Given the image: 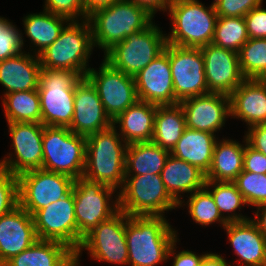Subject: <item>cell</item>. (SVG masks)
Returning a JSON list of instances; mask_svg holds the SVG:
<instances>
[{
    "instance_id": "obj_36",
    "label": "cell",
    "mask_w": 266,
    "mask_h": 266,
    "mask_svg": "<svg viewBox=\"0 0 266 266\" xmlns=\"http://www.w3.org/2000/svg\"><path fill=\"white\" fill-rule=\"evenodd\" d=\"M238 58L246 79H266V38H249L239 50Z\"/></svg>"
},
{
    "instance_id": "obj_20",
    "label": "cell",
    "mask_w": 266,
    "mask_h": 266,
    "mask_svg": "<svg viewBox=\"0 0 266 266\" xmlns=\"http://www.w3.org/2000/svg\"><path fill=\"white\" fill-rule=\"evenodd\" d=\"M185 115L186 127L216 135L231 117L230 96L208 93L179 103Z\"/></svg>"
},
{
    "instance_id": "obj_49",
    "label": "cell",
    "mask_w": 266,
    "mask_h": 266,
    "mask_svg": "<svg viewBox=\"0 0 266 266\" xmlns=\"http://www.w3.org/2000/svg\"><path fill=\"white\" fill-rule=\"evenodd\" d=\"M255 217L250 218L260 232L266 237V203L256 206ZM261 212V213H260Z\"/></svg>"
},
{
    "instance_id": "obj_18",
    "label": "cell",
    "mask_w": 266,
    "mask_h": 266,
    "mask_svg": "<svg viewBox=\"0 0 266 266\" xmlns=\"http://www.w3.org/2000/svg\"><path fill=\"white\" fill-rule=\"evenodd\" d=\"M138 100L155 105H175L169 44L164 51L143 68L135 77Z\"/></svg>"
},
{
    "instance_id": "obj_23",
    "label": "cell",
    "mask_w": 266,
    "mask_h": 266,
    "mask_svg": "<svg viewBox=\"0 0 266 266\" xmlns=\"http://www.w3.org/2000/svg\"><path fill=\"white\" fill-rule=\"evenodd\" d=\"M230 110L247 128L266 123V79H245L230 95Z\"/></svg>"
},
{
    "instance_id": "obj_37",
    "label": "cell",
    "mask_w": 266,
    "mask_h": 266,
    "mask_svg": "<svg viewBox=\"0 0 266 266\" xmlns=\"http://www.w3.org/2000/svg\"><path fill=\"white\" fill-rule=\"evenodd\" d=\"M248 39L244 17H218L212 44L238 53Z\"/></svg>"
},
{
    "instance_id": "obj_2",
    "label": "cell",
    "mask_w": 266,
    "mask_h": 266,
    "mask_svg": "<svg viewBox=\"0 0 266 266\" xmlns=\"http://www.w3.org/2000/svg\"><path fill=\"white\" fill-rule=\"evenodd\" d=\"M127 146L114 125L88 135L83 177L120 190L125 182Z\"/></svg>"
},
{
    "instance_id": "obj_6",
    "label": "cell",
    "mask_w": 266,
    "mask_h": 266,
    "mask_svg": "<svg viewBox=\"0 0 266 266\" xmlns=\"http://www.w3.org/2000/svg\"><path fill=\"white\" fill-rule=\"evenodd\" d=\"M81 76L71 70L41 68L37 91L41 105V124L69 127L74 113L75 84Z\"/></svg>"
},
{
    "instance_id": "obj_13",
    "label": "cell",
    "mask_w": 266,
    "mask_h": 266,
    "mask_svg": "<svg viewBox=\"0 0 266 266\" xmlns=\"http://www.w3.org/2000/svg\"><path fill=\"white\" fill-rule=\"evenodd\" d=\"M86 77L95 86L112 121L138 100L134 77L114 69L104 60L98 70L90 68Z\"/></svg>"
},
{
    "instance_id": "obj_10",
    "label": "cell",
    "mask_w": 266,
    "mask_h": 266,
    "mask_svg": "<svg viewBox=\"0 0 266 266\" xmlns=\"http://www.w3.org/2000/svg\"><path fill=\"white\" fill-rule=\"evenodd\" d=\"M179 208L169 195L161 175L125 176L119 190V210L128 216H165V211Z\"/></svg>"
},
{
    "instance_id": "obj_50",
    "label": "cell",
    "mask_w": 266,
    "mask_h": 266,
    "mask_svg": "<svg viewBox=\"0 0 266 266\" xmlns=\"http://www.w3.org/2000/svg\"><path fill=\"white\" fill-rule=\"evenodd\" d=\"M227 260L216 253H208L204 256L201 266H232L226 262Z\"/></svg>"
},
{
    "instance_id": "obj_33",
    "label": "cell",
    "mask_w": 266,
    "mask_h": 266,
    "mask_svg": "<svg viewBox=\"0 0 266 266\" xmlns=\"http://www.w3.org/2000/svg\"><path fill=\"white\" fill-rule=\"evenodd\" d=\"M3 97L2 106L7 123H41V105L37 89L12 92Z\"/></svg>"
},
{
    "instance_id": "obj_39",
    "label": "cell",
    "mask_w": 266,
    "mask_h": 266,
    "mask_svg": "<svg viewBox=\"0 0 266 266\" xmlns=\"http://www.w3.org/2000/svg\"><path fill=\"white\" fill-rule=\"evenodd\" d=\"M23 37L22 32L13 25V22L0 16V61L25 51Z\"/></svg>"
},
{
    "instance_id": "obj_14",
    "label": "cell",
    "mask_w": 266,
    "mask_h": 266,
    "mask_svg": "<svg viewBox=\"0 0 266 266\" xmlns=\"http://www.w3.org/2000/svg\"><path fill=\"white\" fill-rule=\"evenodd\" d=\"M169 61L176 104L185 99L209 93L200 48L169 44Z\"/></svg>"
},
{
    "instance_id": "obj_28",
    "label": "cell",
    "mask_w": 266,
    "mask_h": 266,
    "mask_svg": "<svg viewBox=\"0 0 266 266\" xmlns=\"http://www.w3.org/2000/svg\"><path fill=\"white\" fill-rule=\"evenodd\" d=\"M244 144L233 139H217L212 156L211 166L205 174L206 181L233 182L243 171Z\"/></svg>"
},
{
    "instance_id": "obj_29",
    "label": "cell",
    "mask_w": 266,
    "mask_h": 266,
    "mask_svg": "<svg viewBox=\"0 0 266 266\" xmlns=\"http://www.w3.org/2000/svg\"><path fill=\"white\" fill-rule=\"evenodd\" d=\"M217 139L215 134L186 127L170 154L198 167L206 174L211 166Z\"/></svg>"
},
{
    "instance_id": "obj_43",
    "label": "cell",
    "mask_w": 266,
    "mask_h": 266,
    "mask_svg": "<svg viewBox=\"0 0 266 266\" xmlns=\"http://www.w3.org/2000/svg\"><path fill=\"white\" fill-rule=\"evenodd\" d=\"M249 38H266V9L262 5L244 17Z\"/></svg>"
},
{
    "instance_id": "obj_32",
    "label": "cell",
    "mask_w": 266,
    "mask_h": 266,
    "mask_svg": "<svg viewBox=\"0 0 266 266\" xmlns=\"http://www.w3.org/2000/svg\"><path fill=\"white\" fill-rule=\"evenodd\" d=\"M186 128L185 115L181 105H157L154 117L152 142L172 151Z\"/></svg>"
},
{
    "instance_id": "obj_9",
    "label": "cell",
    "mask_w": 266,
    "mask_h": 266,
    "mask_svg": "<svg viewBox=\"0 0 266 266\" xmlns=\"http://www.w3.org/2000/svg\"><path fill=\"white\" fill-rule=\"evenodd\" d=\"M42 169L78 179L86 164V137L68 127L44 126Z\"/></svg>"
},
{
    "instance_id": "obj_5",
    "label": "cell",
    "mask_w": 266,
    "mask_h": 266,
    "mask_svg": "<svg viewBox=\"0 0 266 266\" xmlns=\"http://www.w3.org/2000/svg\"><path fill=\"white\" fill-rule=\"evenodd\" d=\"M166 11L172 21L168 44L201 48L212 43L218 19L213 3L206 7L199 0H171Z\"/></svg>"
},
{
    "instance_id": "obj_22",
    "label": "cell",
    "mask_w": 266,
    "mask_h": 266,
    "mask_svg": "<svg viewBox=\"0 0 266 266\" xmlns=\"http://www.w3.org/2000/svg\"><path fill=\"white\" fill-rule=\"evenodd\" d=\"M239 259L237 266L266 264V237L251 220L228 222L223 228Z\"/></svg>"
},
{
    "instance_id": "obj_45",
    "label": "cell",
    "mask_w": 266,
    "mask_h": 266,
    "mask_svg": "<svg viewBox=\"0 0 266 266\" xmlns=\"http://www.w3.org/2000/svg\"><path fill=\"white\" fill-rule=\"evenodd\" d=\"M178 240L179 239L177 238L172 243V245L169 248L168 255H167V259L169 260H170V256H174L172 266H201V262L207 253L200 255V254H196V252H193L191 250L190 251L182 250L177 253L175 249L177 248L176 243Z\"/></svg>"
},
{
    "instance_id": "obj_38",
    "label": "cell",
    "mask_w": 266,
    "mask_h": 266,
    "mask_svg": "<svg viewBox=\"0 0 266 266\" xmlns=\"http://www.w3.org/2000/svg\"><path fill=\"white\" fill-rule=\"evenodd\" d=\"M233 182L247 206L256 207L266 203V174L242 171Z\"/></svg>"
},
{
    "instance_id": "obj_41",
    "label": "cell",
    "mask_w": 266,
    "mask_h": 266,
    "mask_svg": "<svg viewBox=\"0 0 266 266\" xmlns=\"http://www.w3.org/2000/svg\"><path fill=\"white\" fill-rule=\"evenodd\" d=\"M218 17H245L252 9L263 5V0H214Z\"/></svg>"
},
{
    "instance_id": "obj_11",
    "label": "cell",
    "mask_w": 266,
    "mask_h": 266,
    "mask_svg": "<svg viewBox=\"0 0 266 266\" xmlns=\"http://www.w3.org/2000/svg\"><path fill=\"white\" fill-rule=\"evenodd\" d=\"M89 251L90 258L110 264L128 265L126 240V214L119 210L87 233L75 253V266L80 265L82 251Z\"/></svg>"
},
{
    "instance_id": "obj_27",
    "label": "cell",
    "mask_w": 266,
    "mask_h": 266,
    "mask_svg": "<svg viewBox=\"0 0 266 266\" xmlns=\"http://www.w3.org/2000/svg\"><path fill=\"white\" fill-rule=\"evenodd\" d=\"M3 266H75V252L64 243L38 239Z\"/></svg>"
},
{
    "instance_id": "obj_34",
    "label": "cell",
    "mask_w": 266,
    "mask_h": 266,
    "mask_svg": "<svg viewBox=\"0 0 266 266\" xmlns=\"http://www.w3.org/2000/svg\"><path fill=\"white\" fill-rule=\"evenodd\" d=\"M205 188L211 193L220 214L227 222L245 221L251 218L236 212L247 203L234 182L206 181Z\"/></svg>"
},
{
    "instance_id": "obj_35",
    "label": "cell",
    "mask_w": 266,
    "mask_h": 266,
    "mask_svg": "<svg viewBox=\"0 0 266 266\" xmlns=\"http://www.w3.org/2000/svg\"><path fill=\"white\" fill-rule=\"evenodd\" d=\"M182 205L188 206V212L193 222L205 228L215 222L220 223L223 228L228 224L220 214L211 193L205 187L189 194L186 203L183 200L178 207H183Z\"/></svg>"
},
{
    "instance_id": "obj_17",
    "label": "cell",
    "mask_w": 266,
    "mask_h": 266,
    "mask_svg": "<svg viewBox=\"0 0 266 266\" xmlns=\"http://www.w3.org/2000/svg\"><path fill=\"white\" fill-rule=\"evenodd\" d=\"M200 49L209 93L230 96L246 79L240 70L238 53L212 43Z\"/></svg>"
},
{
    "instance_id": "obj_30",
    "label": "cell",
    "mask_w": 266,
    "mask_h": 266,
    "mask_svg": "<svg viewBox=\"0 0 266 266\" xmlns=\"http://www.w3.org/2000/svg\"><path fill=\"white\" fill-rule=\"evenodd\" d=\"M170 151L152 141L129 144L126 149L125 176L161 175Z\"/></svg>"
},
{
    "instance_id": "obj_3",
    "label": "cell",
    "mask_w": 266,
    "mask_h": 266,
    "mask_svg": "<svg viewBox=\"0 0 266 266\" xmlns=\"http://www.w3.org/2000/svg\"><path fill=\"white\" fill-rule=\"evenodd\" d=\"M153 18L144 7L128 0H120L109 7L98 9L88 16L93 45L105 53L128 35L145 30Z\"/></svg>"
},
{
    "instance_id": "obj_26",
    "label": "cell",
    "mask_w": 266,
    "mask_h": 266,
    "mask_svg": "<svg viewBox=\"0 0 266 266\" xmlns=\"http://www.w3.org/2000/svg\"><path fill=\"white\" fill-rule=\"evenodd\" d=\"M161 177L169 195L178 204L183 200L184 193L192 194L204 188L206 182L203 171L171 154L165 162Z\"/></svg>"
},
{
    "instance_id": "obj_7",
    "label": "cell",
    "mask_w": 266,
    "mask_h": 266,
    "mask_svg": "<svg viewBox=\"0 0 266 266\" xmlns=\"http://www.w3.org/2000/svg\"><path fill=\"white\" fill-rule=\"evenodd\" d=\"M72 191L79 249L87 233L119 211V191L112 186L90 181L84 177L74 180Z\"/></svg>"
},
{
    "instance_id": "obj_25",
    "label": "cell",
    "mask_w": 266,
    "mask_h": 266,
    "mask_svg": "<svg viewBox=\"0 0 266 266\" xmlns=\"http://www.w3.org/2000/svg\"><path fill=\"white\" fill-rule=\"evenodd\" d=\"M156 110L157 105L137 100L114 119L113 125L119 127L118 133L128 145L151 141Z\"/></svg>"
},
{
    "instance_id": "obj_42",
    "label": "cell",
    "mask_w": 266,
    "mask_h": 266,
    "mask_svg": "<svg viewBox=\"0 0 266 266\" xmlns=\"http://www.w3.org/2000/svg\"><path fill=\"white\" fill-rule=\"evenodd\" d=\"M44 10L69 21L84 20L85 0H45Z\"/></svg>"
},
{
    "instance_id": "obj_47",
    "label": "cell",
    "mask_w": 266,
    "mask_h": 266,
    "mask_svg": "<svg viewBox=\"0 0 266 266\" xmlns=\"http://www.w3.org/2000/svg\"><path fill=\"white\" fill-rule=\"evenodd\" d=\"M144 7L150 14L155 16L158 11L166 12L171 0H128Z\"/></svg>"
},
{
    "instance_id": "obj_8",
    "label": "cell",
    "mask_w": 266,
    "mask_h": 266,
    "mask_svg": "<svg viewBox=\"0 0 266 266\" xmlns=\"http://www.w3.org/2000/svg\"><path fill=\"white\" fill-rule=\"evenodd\" d=\"M153 21L145 30L128 35L116 43L103 56L111 67L135 77L161 54L167 44L166 34Z\"/></svg>"
},
{
    "instance_id": "obj_40",
    "label": "cell",
    "mask_w": 266,
    "mask_h": 266,
    "mask_svg": "<svg viewBox=\"0 0 266 266\" xmlns=\"http://www.w3.org/2000/svg\"><path fill=\"white\" fill-rule=\"evenodd\" d=\"M19 206L18 176L0 166V216Z\"/></svg>"
},
{
    "instance_id": "obj_21",
    "label": "cell",
    "mask_w": 266,
    "mask_h": 266,
    "mask_svg": "<svg viewBox=\"0 0 266 266\" xmlns=\"http://www.w3.org/2000/svg\"><path fill=\"white\" fill-rule=\"evenodd\" d=\"M37 240L33 216L20 205L0 216V266Z\"/></svg>"
},
{
    "instance_id": "obj_24",
    "label": "cell",
    "mask_w": 266,
    "mask_h": 266,
    "mask_svg": "<svg viewBox=\"0 0 266 266\" xmlns=\"http://www.w3.org/2000/svg\"><path fill=\"white\" fill-rule=\"evenodd\" d=\"M32 54L24 51L0 61V84L5 87L4 95L38 88L41 63L39 56Z\"/></svg>"
},
{
    "instance_id": "obj_19",
    "label": "cell",
    "mask_w": 266,
    "mask_h": 266,
    "mask_svg": "<svg viewBox=\"0 0 266 266\" xmlns=\"http://www.w3.org/2000/svg\"><path fill=\"white\" fill-rule=\"evenodd\" d=\"M113 125L106 114L95 86L87 77L75 84L74 113L68 127L73 133L87 137Z\"/></svg>"
},
{
    "instance_id": "obj_48",
    "label": "cell",
    "mask_w": 266,
    "mask_h": 266,
    "mask_svg": "<svg viewBox=\"0 0 266 266\" xmlns=\"http://www.w3.org/2000/svg\"><path fill=\"white\" fill-rule=\"evenodd\" d=\"M120 0H85L84 5V20L88 19V16L91 15L94 11L109 7L113 3Z\"/></svg>"
},
{
    "instance_id": "obj_4",
    "label": "cell",
    "mask_w": 266,
    "mask_h": 266,
    "mask_svg": "<svg viewBox=\"0 0 266 266\" xmlns=\"http://www.w3.org/2000/svg\"><path fill=\"white\" fill-rule=\"evenodd\" d=\"M93 50L91 26L85 19L66 23L59 37L38 56L41 68L71 70L86 77Z\"/></svg>"
},
{
    "instance_id": "obj_44",
    "label": "cell",
    "mask_w": 266,
    "mask_h": 266,
    "mask_svg": "<svg viewBox=\"0 0 266 266\" xmlns=\"http://www.w3.org/2000/svg\"><path fill=\"white\" fill-rule=\"evenodd\" d=\"M243 171L266 174V156L249 146L245 139Z\"/></svg>"
},
{
    "instance_id": "obj_16",
    "label": "cell",
    "mask_w": 266,
    "mask_h": 266,
    "mask_svg": "<svg viewBox=\"0 0 266 266\" xmlns=\"http://www.w3.org/2000/svg\"><path fill=\"white\" fill-rule=\"evenodd\" d=\"M7 125L14 153L4 156L0 166L17 176L26 171L42 169L44 125L36 122H11Z\"/></svg>"
},
{
    "instance_id": "obj_15",
    "label": "cell",
    "mask_w": 266,
    "mask_h": 266,
    "mask_svg": "<svg viewBox=\"0 0 266 266\" xmlns=\"http://www.w3.org/2000/svg\"><path fill=\"white\" fill-rule=\"evenodd\" d=\"M32 216L38 239L64 243L77 252L78 229L73 191L57 202L37 210Z\"/></svg>"
},
{
    "instance_id": "obj_12",
    "label": "cell",
    "mask_w": 266,
    "mask_h": 266,
    "mask_svg": "<svg viewBox=\"0 0 266 266\" xmlns=\"http://www.w3.org/2000/svg\"><path fill=\"white\" fill-rule=\"evenodd\" d=\"M72 177L34 169L18 175L19 205L30 215L66 197L74 184Z\"/></svg>"
},
{
    "instance_id": "obj_1",
    "label": "cell",
    "mask_w": 266,
    "mask_h": 266,
    "mask_svg": "<svg viewBox=\"0 0 266 266\" xmlns=\"http://www.w3.org/2000/svg\"><path fill=\"white\" fill-rule=\"evenodd\" d=\"M177 231L165 216H128L126 240L130 266H157L167 263L170 246L178 238Z\"/></svg>"
},
{
    "instance_id": "obj_46",
    "label": "cell",
    "mask_w": 266,
    "mask_h": 266,
    "mask_svg": "<svg viewBox=\"0 0 266 266\" xmlns=\"http://www.w3.org/2000/svg\"><path fill=\"white\" fill-rule=\"evenodd\" d=\"M244 137L249 146L266 156V123L249 127Z\"/></svg>"
},
{
    "instance_id": "obj_31",
    "label": "cell",
    "mask_w": 266,
    "mask_h": 266,
    "mask_svg": "<svg viewBox=\"0 0 266 266\" xmlns=\"http://www.w3.org/2000/svg\"><path fill=\"white\" fill-rule=\"evenodd\" d=\"M69 20L63 16L55 15L43 9L40 13H31L23 17L24 34L31 41V51L39 55L50 46L58 37L61 30Z\"/></svg>"
}]
</instances>
